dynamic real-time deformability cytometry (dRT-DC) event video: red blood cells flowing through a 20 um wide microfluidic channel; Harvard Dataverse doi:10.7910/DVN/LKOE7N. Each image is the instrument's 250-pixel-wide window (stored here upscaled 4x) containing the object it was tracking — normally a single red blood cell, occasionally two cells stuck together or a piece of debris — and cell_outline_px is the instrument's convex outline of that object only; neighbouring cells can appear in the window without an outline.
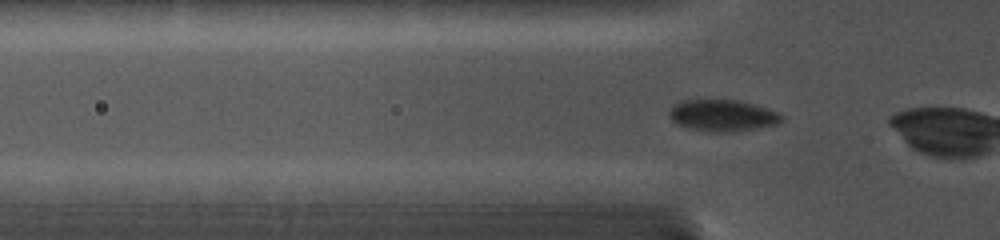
{"species": "common noctule bat (a hibernating species)", "species_latin": "Nyctalus noctula", "temperature_condition": "cold", "stored_images_in_passage": 9, "camera_frame_rate_fps": 5000, "um_per_image_px": 0.085, "animal": {"sex": "female", "body_mass_g": 19.0, "forearm_length_mm": 56.7}, "frame": {"image": 1, "passage_image": 4, "time_ms": 0.6, "image_size_px": [1000, 240], "cell_outline_px": [[784, 120], [776, 124], [752, 128], [716, 132], [692, 128], [676, 124], [668, 116], [668, 112], [672, 104], [680, 100], [736, 100], [768, 108], [784, 116]], "centroid_in_image_um": [61.36, 9.79], "position_along_channel_um": 64.4, "area_um2": 20.29}}